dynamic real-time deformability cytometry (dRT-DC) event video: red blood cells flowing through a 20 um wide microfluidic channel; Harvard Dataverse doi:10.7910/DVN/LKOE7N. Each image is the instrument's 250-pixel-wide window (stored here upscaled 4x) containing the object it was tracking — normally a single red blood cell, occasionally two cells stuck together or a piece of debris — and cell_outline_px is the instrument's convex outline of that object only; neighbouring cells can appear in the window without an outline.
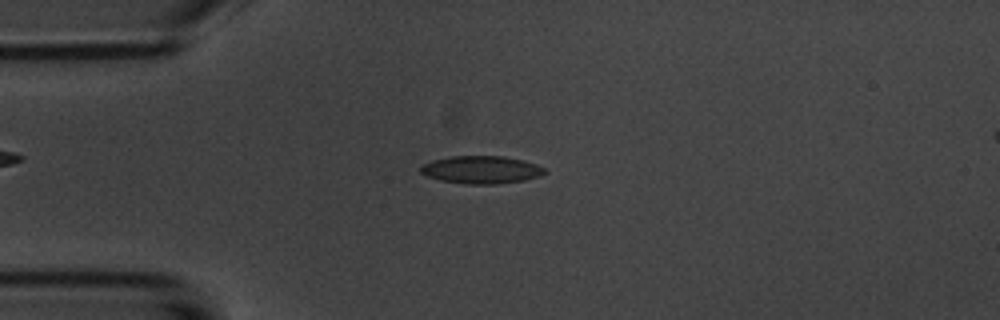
{"species": "common noctule bat (a hibernating species)", "species_latin": "Nyctalus noctula", "temperature_condition": "room temperature", "stored_images_in_passage": 6, "camera_frame_rate_fps": 3000, "um_per_image_px": 0.085, "animal": {"sex": "male", "body_mass_g": 20.1, "forearm_length_mm": 53.5}, "frame": {"image": 1, "passage_image": 3, "time_ms": 2.333, "image_size_px": [1000, 320], "cell_outline_px": [[548, 172], [540, 176], [524, 180], [496, 184], [464, 184], [440, 180], [428, 176], [420, 172], [420, 164], [432, 160], [452, 156], [504, 156], [524, 160], [536, 164], [544, 168]], "centroid_in_image_um": [40.91, 14.42], "position_along_channel_um": 44.1, "area_um2": 20.17}}
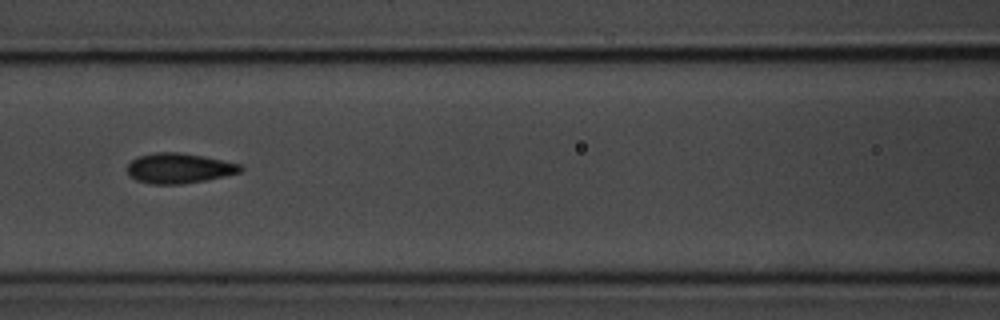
{"frame": {"image": 2, "passage_image": 6, "time_ms": 5.667, "image_size_px": [1000, 320], "cell_outline_px": [[244, 168], [240, 172], [224, 176], [184, 184], [152, 184], [136, 180], [128, 176], [128, 164], [132, 160], [140, 156], [156, 152], [176, 152], [204, 156], [240, 164]], "centroid_in_image_um": [15.21, 14.3], "position_along_channel_um": 151.4, "area_um2": 19.77}}